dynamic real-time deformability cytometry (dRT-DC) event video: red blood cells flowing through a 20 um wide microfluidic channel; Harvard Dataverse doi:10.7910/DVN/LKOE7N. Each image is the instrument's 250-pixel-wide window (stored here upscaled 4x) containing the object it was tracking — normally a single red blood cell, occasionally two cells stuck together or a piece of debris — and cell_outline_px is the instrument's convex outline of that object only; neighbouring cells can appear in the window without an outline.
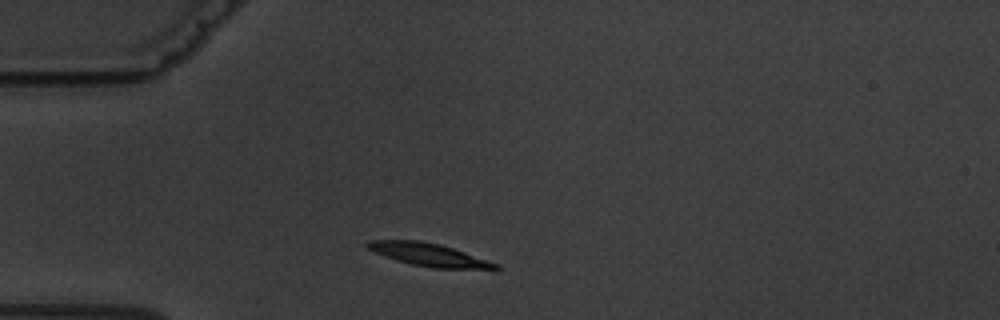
{"species": "common noctule bat (a hibernating species)", "species_latin": "Nyctalus noctula", "temperature_condition": "warm", "stored_images_in_passage": 10, "camera_frame_rate_fps": 3000, "um_per_image_px": 0.085, "animal": {"sex": "male", "body_mass_g": 19.5, "forearm_length_mm": 54.6}, "frame": {"image": 1, "passage_image": 1, "time_ms": 0.0, "image_size_px": [1000, 320], "cell_outline_px": [[504, 268], [432, 268], [412, 264], [396, 260], [384, 256], [368, 248], [364, 244], [368, 240], [420, 240], [440, 244], [500, 264]], "centroid_in_image_um": [36.42, 21.63], "position_along_channel_um": 48.6, "area_um2": 16.82}}
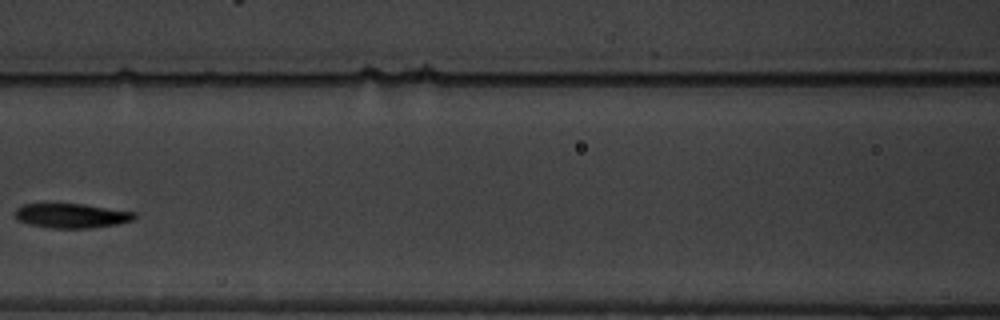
{"frame": {"image": 2, "passage_image": 4, "time_ms": 3.667, "image_size_px": [1000, 320], "cell_outline_px": [[136, 220], [116, 224], [92, 228], [48, 228], [28, 224], [16, 220], [12, 212], [20, 204], [84, 204], [136, 212]], "centroid_in_image_um": [6.04, 18.34], "position_along_channel_um": 160.6, "area_um2": 17.4}, "authors_computed_cell_mechanics": {"area_um2": 17.6579, "velocity_mm_per_s": 3.5004, "shape_relaxation_time_tau1_ms": 3.6727, "shape_relaxation_time_tau2_ms": 4.7495, "deformation_change_tau1": 0.1241, "deformation_change_tau2": 0.068}}